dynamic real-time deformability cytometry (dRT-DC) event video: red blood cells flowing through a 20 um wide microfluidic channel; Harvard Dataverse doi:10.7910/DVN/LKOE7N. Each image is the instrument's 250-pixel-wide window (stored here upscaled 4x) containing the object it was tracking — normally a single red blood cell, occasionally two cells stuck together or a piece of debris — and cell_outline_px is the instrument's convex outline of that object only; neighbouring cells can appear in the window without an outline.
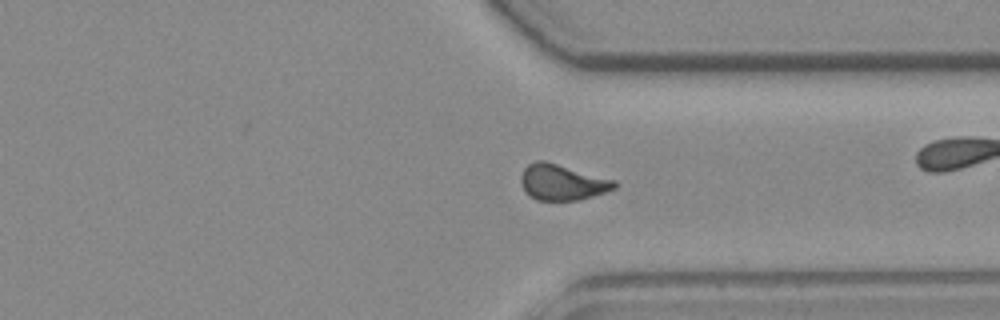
{"species": "common noctule bat (a hibernating species)", "species_latin": "Nyctalus noctula", "temperature_condition": "room temperature", "stored_images_in_passage": 55, "camera_frame_rate_fps": 3000, "um_per_image_px": 0.085, "animal": {"sex": "female", "body_mass_g": 19.3, "forearm_length_mm": 54.1}, "frame": {"image": 1, "passage_image": 40, "time_ms": 13.0, "image_size_px": [1000, 320], "cell_outline_px": [[616, 188], [580, 200], [536, 200], [528, 196], [524, 192], [520, 180], [520, 176], [524, 168], [528, 164], [536, 160], [544, 160], [616, 180]], "centroid_in_image_um": [47.75, 15.49], "position_along_channel_um": 363.7, "area_um2": 19.65}}
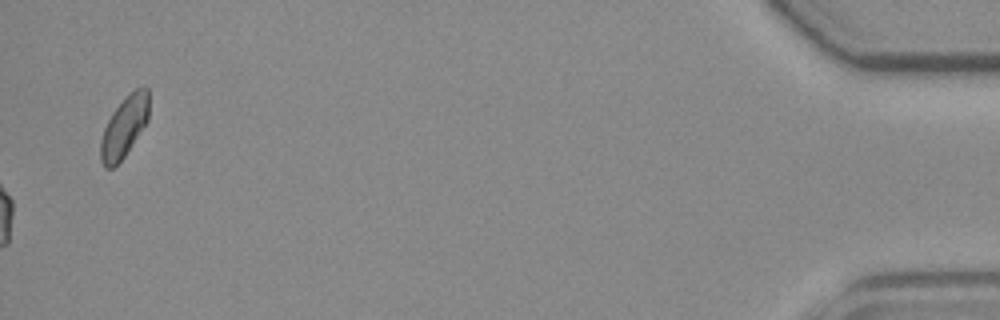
{"frame": {"image": 2, "passage_image": 55, "time_ms": 18.0, "image_size_px": [1000, 320], "cell_outline_px": [[148, 120], [124, 156], [112, 168], [104, 168], [100, 160], [100, 140], [104, 128], [112, 112], [136, 88], [144, 84], [148, 88]], "centroid_in_image_um": [10.54, 10.79], "position_along_channel_um": 424.7, "area_um2": 16.82}, "authors_computed_cell_mechanics": {"area_um2": 19.1318, "velocity_mm_per_s": 3.7758, "shape_relaxation_time_tau1_ms": null, "shape_relaxation_time_tau2_ms": 2.4008, "deformation_change_tau1": null, "deformation_change_tau2": 0.0766}}